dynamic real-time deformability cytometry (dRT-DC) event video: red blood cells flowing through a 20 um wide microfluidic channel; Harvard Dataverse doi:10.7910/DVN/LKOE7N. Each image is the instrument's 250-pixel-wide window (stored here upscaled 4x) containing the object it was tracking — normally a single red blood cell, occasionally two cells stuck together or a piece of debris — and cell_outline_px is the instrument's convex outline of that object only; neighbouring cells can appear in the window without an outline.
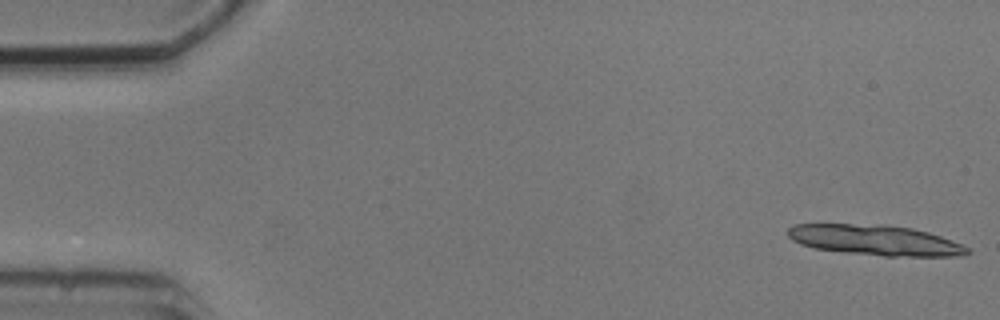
{"species": "common noctule bat (a hibernating species)", "species_latin": "Nyctalus noctula", "temperature_condition": "cold", "stored_images_in_passage": 5, "camera_frame_rate_fps": 3000, "um_per_image_px": 0.085, "animal": {"sex": "male", "body_mass_g": 20.5, "forearm_length_mm": 52.5}, "frame": {"image": 1, "passage_image": 1, "time_ms": 0.0, "image_size_px": [1000, 320], "cell_outline_px": [[972, 252], [964, 256], [884, 256], [844, 252], [812, 248], [800, 244], [792, 240], [788, 236], [788, 228], [792, 224], [888, 224], [912, 228], [928, 232], [952, 240], [968, 248]], "centroid_in_image_um": [74.39, 20.41], "position_along_channel_um": 10.6, "area_um2": 32.02}}